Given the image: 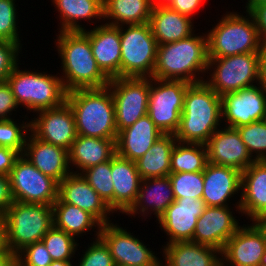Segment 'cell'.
Returning a JSON list of instances; mask_svg holds the SVG:
<instances>
[{"mask_svg":"<svg viewBox=\"0 0 266 266\" xmlns=\"http://www.w3.org/2000/svg\"><path fill=\"white\" fill-rule=\"evenodd\" d=\"M59 13L60 31H84L86 27L80 22L91 24L103 22V0H51ZM95 18V19H94ZM97 19V21H96ZM95 20V21H93ZM80 21V22H79ZM95 22V23H94ZM83 25V26H82Z\"/></svg>","mask_w":266,"mask_h":266,"instance_id":"31","label":"cell"},{"mask_svg":"<svg viewBox=\"0 0 266 266\" xmlns=\"http://www.w3.org/2000/svg\"><path fill=\"white\" fill-rule=\"evenodd\" d=\"M53 222L58 229L65 231L77 239L82 237L83 233L90 232L91 229L96 232L95 239L99 237L102 224L90 213L80 209L78 206L65 202H54Z\"/></svg>","mask_w":266,"mask_h":266,"instance_id":"33","label":"cell"},{"mask_svg":"<svg viewBox=\"0 0 266 266\" xmlns=\"http://www.w3.org/2000/svg\"><path fill=\"white\" fill-rule=\"evenodd\" d=\"M6 247L17 254L25 246L42 241L54 225L52 205L14 201L4 213Z\"/></svg>","mask_w":266,"mask_h":266,"instance_id":"7","label":"cell"},{"mask_svg":"<svg viewBox=\"0 0 266 266\" xmlns=\"http://www.w3.org/2000/svg\"><path fill=\"white\" fill-rule=\"evenodd\" d=\"M160 250L166 266H217L222 260L219 249L191 241L165 244Z\"/></svg>","mask_w":266,"mask_h":266,"instance_id":"30","label":"cell"},{"mask_svg":"<svg viewBox=\"0 0 266 266\" xmlns=\"http://www.w3.org/2000/svg\"><path fill=\"white\" fill-rule=\"evenodd\" d=\"M177 140L172 134H163L137 161L141 179L167 177L171 173V152Z\"/></svg>","mask_w":266,"mask_h":266,"instance_id":"34","label":"cell"},{"mask_svg":"<svg viewBox=\"0 0 266 266\" xmlns=\"http://www.w3.org/2000/svg\"><path fill=\"white\" fill-rule=\"evenodd\" d=\"M21 123L15 119H0V146L9 147L23 154L26 138L30 132V119L26 118Z\"/></svg>","mask_w":266,"mask_h":266,"instance_id":"39","label":"cell"},{"mask_svg":"<svg viewBox=\"0 0 266 266\" xmlns=\"http://www.w3.org/2000/svg\"><path fill=\"white\" fill-rule=\"evenodd\" d=\"M208 163L204 144L177 141L171 152V173L203 172Z\"/></svg>","mask_w":266,"mask_h":266,"instance_id":"35","label":"cell"},{"mask_svg":"<svg viewBox=\"0 0 266 266\" xmlns=\"http://www.w3.org/2000/svg\"><path fill=\"white\" fill-rule=\"evenodd\" d=\"M55 202L78 206L92 214L102 225L112 222L108 216L113 215V211L82 174L71 172L58 183V199Z\"/></svg>","mask_w":266,"mask_h":266,"instance_id":"20","label":"cell"},{"mask_svg":"<svg viewBox=\"0 0 266 266\" xmlns=\"http://www.w3.org/2000/svg\"><path fill=\"white\" fill-rule=\"evenodd\" d=\"M208 59L204 81L220 97L259 83V52Z\"/></svg>","mask_w":266,"mask_h":266,"instance_id":"9","label":"cell"},{"mask_svg":"<svg viewBox=\"0 0 266 266\" xmlns=\"http://www.w3.org/2000/svg\"><path fill=\"white\" fill-rule=\"evenodd\" d=\"M93 241L88 244L87 249H82V256L75 266H115L112 255L108 246L100 238H94ZM84 251V252H83ZM78 264V265H77Z\"/></svg>","mask_w":266,"mask_h":266,"instance_id":"42","label":"cell"},{"mask_svg":"<svg viewBox=\"0 0 266 266\" xmlns=\"http://www.w3.org/2000/svg\"><path fill=\"white\" fill-rule=\"evenodd\" d=\"M52 261L43 241L29 244L16 254L17 266H49Z\"/></svg>","mask_w":266,"mask_h":266,"instance_id":"43","label":"cell"},{"mask_svg":"<svg viewBox=\"0 0 266 266\" xmlns=\"http://www.w3.org/2000/svg\"><path fill=\"white\" fill-rule=\"evenodd\" d=\"M198 34L158 45L152 78L181 80L190 84L203 82L209 60L207 35L206 32Z\"/></svg>","mask_w":266,"mask_h":266,"instance_id":"2","label":"cell"},{"mask_svg":"<svg viewBox=\"0 0 266 266\" xmlns=\"http://www.w3.org/2000/svg\"><path fill=\"white\" fill-rule=\"evenodd\" d=\"M232 210V211H231ZM230 206H206L199 216L191 242L223 250L226 242L242 226Z\"/></svg>","mask_w":266,"mask_h":266,"instance_id":"18","label":"cell"},{"mask_svg":"<svg viewBox=\"0 0 266 266\" xmlns=\"http://www.w3.org/2000/svg\"><path fill=\"white\" fill-rule=\"evenodd\" d=\"M155 1L103 0L104 23L118 27L148 23Z\"/></svg>","mask_w":266,"mask_h":266,"instance_id":"32","label":"cell"},{"mask_svg":"<svg viewBox=\"0 0 266 266\" xmlns=\"http://www.w3.org/2000/svg\"><path fill=\"white\" fill-rule=\"evenodd\" d=\"M260 266H266V250L261 258Z\"/></svg>","mask_w":266,"mask_h":266,"instance_id":"56","label":"cell"},{"mask_svg":"<svg viewBox=\"0 0 266 266\" xmlns=\"http://www.w3.org/2000/svg\"><path fill=\"white\" fill-rule=\"evenodd\" d=\"M19 108L7 82L0 83V119H12L13 111ZM16 109V110H15Z\"/></svg>","mask_w":266,"mask_h":266,"instance_id":"45","label":"cell"},{"mask_svg":"<svg viewBox=\"0 0 266 266\" xmlns=\"http://www.w3.org/2000/svg\"><path fill=\"white\" fill-rule=\"evenodd\" d=\"M206 208L202 198L176 199L156 221L166 234L165 244L192 241L196 223ZM168 238V239H167Z\"/></svg>","mask_w":266,"mask_h":266,"instance_id":"16","label":"cell"},{"mask_svg":"<svg viewBox=\"0 0 266 266\" xmlns=\"http://www.w3.org/2000/svg\"><path fill=\"white\" fill-rule=\"evenodd\" d=\"M217 266H228L224 261H220Z\"/></svg>","mask_w":266,"mask_h":266,"instance_id":"58","label":"cell"},{"mask_svg":"<svg viewBox=\"0 0 266 266\" xmlns=\"http://www.w3.org/2000/svg\"><path fill=\"white\" fill-rule=\"evenodd\" d=\"M222 124L221 97L205 82L187 87L179 127V142L206 144Z\"/></svg>","mask_w":266,"mask_h":266,"instance_id":"3","label":"cell"},{"mask_svg":"<svg viewBox=\"0 0 266 266\" xmlns=\"http://www.w3.org/2000/svg\"><path fill=\"white\" fill-rule=\"evenodd\" d=\"M81 174L114 213V186L111 176V160L89 167Z\"/></svg>","mask_w":266,"mask_h":266,"instance_id":"37","label":"cell"},{"mask_svg":"<svg viewBox=\"0 0 266 266\" xmlns=\"http://www.w3.org/2000/svg\"><path fill=\"white\" fill-rule=\"evenodd\" d=\"M266 234L256 222L243 224L226 242L221 259L228 266H260Z\"/></svg>","mask_w":266,"mask_h":266,"instance_id":"17","label":"cell"},{"mask_svg":"<svg viewBox=\"0 0 266 266\" xmlns=\"http://www.w3.org/2000/svg\"><path fill=\"white\" fill-rule=\"evenodd\" d=\"M205 146L208 162L212 164L232 167L243 172L255 161L243 143L237 128L221 126Z\"/></svg>","mask_w":266,"mask_h":266,"instance_id":"19","label":"cell"},{"mask_svg":"<svg viewBox=\"0 0 266 266\" xmlns=\"http://www.w3.org/2000/svg\"><path fill=\"white\" fill-rule=\"evenodd\" d=\"M266 3V0H247L245 9L246 11H251L256 5H261Z\"/></svg>","mask_w":266,"mask_h":266,"instance_id":"53","label":"cell"},{"mask_svg":"<svg viewBox=\"0 0 266 266\" xmlns=\"http://www.w3.org/2000/svg\"><path fill=\"white\" fill-rule=\"evenodd\" d=\"M168 176L172 184L175 200L185 197L202 198L204 186L203 172L170 173Z\"/></svg>","mask_w":266,"mask_h":266,"instance_id":"40","label":"cell"},{"mask_svg":"<svg viewBox=\"0 0 266 266\" xmlns=\"http://www.w3.org/2000/svg\"><path fill=\"white\" fill-rule=\"evenodd\" d=\"M40 172L58 183L71 173L68 150L36 138L31 132L26 138L22 154Z\"/></svg>","mask_w":266,"mask_h":266,"instance_id":"23","label":"cell"},{"mask_svg":"<svg viewBox=\"0 0 266 266\" xmlns=\"http://www.w3.org/2000/svg\"><path fill=\"white\" fill-rule=\"evenodd\" d=\"M250 155L255 161L266 160V124L263 120L237 127Z\"/></svg>","mask_w":266,"mask_h":266,"instance_id":"38","label":"cell"},{"mask_svg":"<svg viewBox=\"0 0 266 266\" xmlns=\"http://www.w3.org/2000/svg\"><path fill=\"white\" fill-rule=\"evenodd\" d=\"M257 225L265 232L266 234V213L263 214L259 219L255 221Z\"/></svg>","mask_w":266,"mask_h":266,"instance_id":"54","label":"cell"},{"mask_svg":"<svg viewBox=\"0 0 266 266\" xmlns=\"http://www.w3.org/2000/svg\"><path fill=\"white\" fill-rule=\"evenodd\" d=\"M120 77L152 78L157 42L148 23L120 26Z\"/></svg>","mask_w":266,"mask_h":266,"instance_id":"8","label":"cell"},{"mask_svg":"<svg viewBox=\"0 0 266 266\" xmlns=\"http://www.w3.org/2000/svg\"><path fill=\"white\" fill-rule=\"evenodd\" d=\"M56 36L54 44L63 71L60 77L67 92L108 86L110 79L98 67L83 31H58Z\"/></svg>","mask_w":266,"mask_h":266,"instance_id":"1","label":"cell"},{"mask_svg":"<svg viewBox=\"0 0 266 266\" xmlns=\"http://www.w3.org/2000/svg\"><path fill=\"white\" fill-rule=\"evenodd\" d=\"M77 134L87 137L117 139L115 105L108 86L67 92Z\"/></svg>","mask_w":266,"mask_h":266,"instance_id":"4","label":"cell"},{"mask_svg":"<svg viewBox=\"0 0 266 266\" xmlns=\"http://www.w3.org/2000/svg\"><path fill=\"white\" fill-rule=\"evenodd\" d=\"M174 201L169 176L142 179L136 201L125 215L132 218L140 214L146 220L153 214L158 220Z\"/></svg>","mask_w":266,"mask_h":266,"instance_id":"25","label":"cell"},{"mask_svg":"<svg viewBox=\"0 0 266 266\" xmlns=\"http://www.w3.org/2000/svg\"><path fill=\"white\" fill-rule=\"evenodd\" d=\"M73 262H74V260L73 261H59V260H55V261H52V263L49 266H74V263Z\"/></svg>","mask_w":266,"mask_h":266,"instance_id":"55","label":"cell"},{"mask_svg":"<svg viewBox=\"0 0 266 266\" xmlns=\"http://www.w3.org/2000/svg\"><path fill=\"white\" fill-rule=\"evenodd\" d=\"M18 65L6 82L11 88L15 101L20 108L28 113H34L62 105L66 101L67 91L63 85L60 73L48 74L19 69ZM38 71V72H37Z\"/></svg>","mask_w":266,"mask_h":266,"instance_id":"6","label":"cell"},{"mask_svg":"<svg viewBox=\"0 0 266 266\" xmlns=\"http://www.w3.org/2000/svg\"><path fill=\"white\" fill-rule=\"evenodd\" d=\"M117 133L148 114L150 78L116 77L109 81Z\"/></svg>","mask_w":266,"mask_h":266,"instance_id":"11","label":"cell"},{"mask_svg":"<svg viewBox=\"0 0 266 266\" xmlns=\"http://www.w3.org/2000/svg\"><path fill=\"white\" fill-rule=\"evenodd\" d=\"M15 2L16 0H0V41L19 43L23 46L22 39L19 38V13Z\"/></svg>","mask_w":266,"mask_h":266,"instance_id":"41","label":"cell"},{"mask_svg":"<svg viewBox=\"0 0 266 266\" xmlns=\"http://www.w3.org/2000/svg\"><path fill=\"white\" fill-rule=\"evenodd\" d=\"M21 154L9 147L0 146V174L10 175L15 161Z\"/></svg>","mask_w":266,"mask_h":266,"instance_id":"48","label":"cell"},{"mask_svg":"<svg viewBox=\"0 0 266 266\" xmlns=\"http://www.w3.org/2000/svg\"><path fill=\"white\" fill-rule=\"evenodd\" d=\"M204 1L206 0H162L169 8L190 17L192 20H194V16L198 15L197 12L203 7Z\"/></svg>","mask_w":266,"mask_h":266,"instance_id":"46","label":"cell"},{"mask_svg":"<svg viewBox=\"0 0 266 266\" xmlns=\"http://www.w3.org/2000/svg\"><path fill=\"white\" fill-rule=\"evenodd\" d=\"M83 32L89 37L93 57L101 71L109 79L120 77V27L102 23Z\"/></svg>","mask_w":266,"mask_h":266,"instance_id":"22","label":"cell"},{"mask_svg":"<svg viewBox=\"0 0 266 266\" xmlns=\"http://www.w3.org/2000/svg\"><path fill=\"white\" fill-rule=\"evenodd\" d=\"M117 224L106 223L99 233V237L108 246L115 265L154 266L161 260L139 237Z\"/></svg>","mask_w":266,"mask_h":266,"instance_id":"13","label":"cell"},{"mask_svg":"<svg viewBox=\"0 0 266 266\" xmlns=\"http://www.w3.org/2000/svg\"><path fill=\"white\" fill-rule=\"evenodd\" d=\"M115 154L116 139L78 135L68 151L69 167L72 173L81 174L89 167L111 160Z\"/></svg>","mask_w":266,"mask_h":266,"instance_id":"29","label":"cell"},{"mask_svg":"<svg viewBox=\"0 0 266 266\" xmlns=\"http://www.w3.org/2000/svg\"><path fill=\"white\" fill-rule=\"evenodd\" d=\"M14 201L10 176L0 174V214L4 215L6 210Z\"/></svg>","mask_w":266,"mask_h":266,"instance_id":"47","label":"cell"},{"mask_svg":"<svg viewBox=\"0 0 266 266\" xmlns=\"http://www.w3.org/2000/svg\"><path fill=\"white\" fill-rule=\"evenodd\" d=\"M203 182L202 199L206 206H229L231 197L241 193V172L232 167L208 162Z\"/></svg>","mask_w":266,"mask_h":266,"instance_id":"24","label":"cell"},{"mask_svg":"<svg viewBox=\"0 0 266 266\" xmlns=\"http://www.w3.org/2000/svg\"><path fill=\"white\" fill-rule=\"evenodd\" d=\"M236 213L255 222L266 213V160L254 161L241 172V193ZM243 213V214H242Z\"/></svg>","mask_w":266,"mask_h":266,"instance_id":"21","label":"cell"},{"mask_svg":"<svg viewBox=\"0 0 266 266\" xmlns=\"http://www.w3.org/2000/svg\"><path fill=\"white\" fill-rule=\"evenodd\" d=\"M149 24L158 45L176 42L195 33L194 20L155 1Z\"/></svg>","mask_w":266,"mask_h":266,"instance_id":"26","label":"cell"},{"mask_svg":"<svg viewBox=\"0 0 266 266\" xmlns=\"http://www.w3.org/2000/svg\"><path fill=\"white\" fill-rule=\"evenodd\" d=\"M9 176L15 201L53 205L58 199V182L40 172L22 154L15 161Z\"/></svg>","mask_w":266,"mask_h":266,"instance_id":"12","label":"cell"},{"mask_svg":"<svg viewBox=\"0 0 266 266\" xmlns=\"http://www.w3.org/2000/svg\"><path fill=\"white\" fill-rule=\"evenodd\" d=\"M53 261H71L79 246L77 239L54 225L42 238Z\"/></svg>","mask_w":266,"mask_h":266,"instance_id":"36","label":"cell"},{"mask_svg":"<svg viewBox=\"0 0 266 266\" xmlns=\"http://www.w3.org/2000/svg\"><path fill=\"white\" fill-rule=\"evenodd\" d=\"M154 266H166V264L162 260H160Z\"/></svg>","mask_w":266,"mask_h":266,"instance_id":"57","label":"cell"},{"mask_svg":"<svg viewBox=\"0 0 266 266\" xmlns=\"http://www.w3.org/2000/svg\"><path fill=\"white\" fill-rule=\"evenodd\" d=\"M114 186V213L125 214L135 203L142 181L136 163L119 156L111 159Z\"/></svg>","mask_w":266,"mask_h":266,"instance_id":"27","label":"cell"},{"mask_svg":"<svg viewBox=\"0 0 266 266\" xmlns=\"http://www.w3.org/2000/svg\"><path fill=\"white\" fill-rule=\"evenodd\" d=\"M226 11L212 29H208V58H222L260 52L263 45L255 20L249 11ZM238 13V14H237Z\"/></svg>","mask_w":266,"mask_h":266,"instance_id":"5","label":"cell"},{"mask_svg":"<svg viewBox=\"0 0 266 266\" xmlns=\"http://www.w3.org/2000/svg\"><path fill=\"white\" fill-rule=\"evenodd\" d=\"M259 83L266 90V44H263L259 52Z\"/></svg>","mask_w":266,"mask_h":266,"instance_id":"50","label":"cell"},{"mask_svg":"<svg viewBox=\"0 0 266 266\" xmlns=\"http://www.w3.org/2000/svg\"><path fill=\"white\" fill-rule=\"evenodd\" d=\"M260 39L263 44H266V3L256 5L251 11Z\"/></svg>","mask_w":266,"mask_h":266,"instance_id":"49","label":"cell"},{"mask_svg":"<svg viewBox=\"0 0 266 266\" xmlns=\"http://www.w3.org/2000/svg\"><path fill=\"white\" fill-rule=\"evenodd\" d=\"M7 251L6 247V233H5V219L4 215L0 214V254Z\"/></svg>","mask_w":266,"mask_h":266,"instance_id":"52","label":"cell"},{"mask_svg":"<svg viewBox=\"0 0 266 266\" xmlns=\"http://www.w3.org/2000/svg\"><path fill=\"white\" fill-rule=\"evenodd\" d=\"M263 121H264L265 124H266V114H265V116H264V118H263Z\"/></svg>","mask_w":266,"mask_h":266,"instance_id":"59","label":"cell"},{"mask_svg":"<svg viewBox=\"0 0 266 266\" xmlns=\"http://www.w3.org/2000/svg\"><path fill=\"white\" fill-rule=\"evenodd\" d=\"M30 120V132L38 139L70 150L78 136L74 115L68 102L35 113Z\"/></svg>","mask_w":266,"mask_h":266,"instance_id":"14","label":"cell"},{"mask_svg":"<svg viewBox=\"0 0 266 266\" xmlns=\"http://www.w3.org/2000/svg\"><path fill=\"white\" fill-rule=\"evenodd\" d=\"M22 46L19 43L0 41V83L6 82L13 70L20 64Z\"/></svg>","mask_w":266,"mask_h":266,"instance_id":"44","label":"cell"},{"mask_svg":"<svg viewBox=\"0 0 266 266\" xmlns=\"http://www.w3.org/2000/svg\"><path fill=\"white\" fill-rule=\"evenodd\" d=\"M163 134L146 114L132 126L120 131L116 139V153L128 160L137 161Z\"/></svg>","mask_w":266,"mask_h":266,"instance_id":"28","label":"cell"},{"mask_svg":"<svg viewBox=\"0 0 266 266\" xmlns=\"http://www.w3.org/2000/svg\"><path fill=\"white\" fill-rule=\"evenodd\" d=\"M189 85L181 80L150 78L148 115L162 134L176 133Z\"/></svg>","mask_w":266,"mask_h":266,"instance_id":"10","label":"cell"},{"mask_svg":"<svg viewBox=\"0 0 266 266\" xmlns=\"http://www.w3.org/2000/svg\"><path fill=\"white\" fill-rule=\"evenodd\" d=\"M0 266H17L16 254L9 252L8 250L0 254Z\"/></svg>","mask_w":266,"mask_h":266,"instance_id":"51","label":"cell"},{"mask_svg":"<svg viewBox=\"0 0 266 266\" xmlns=\"http://www.w3.org/2000/svg\"><path fill=\"white\" fill-rule=\"evenodd\" d=\"M222 126L237 128L263 120L266 114V90L260 83L221 97Z\"/></svg>","mask_w":266,"mask_h":266,"instance_id":"15","label":"cell"}]
</instances>
